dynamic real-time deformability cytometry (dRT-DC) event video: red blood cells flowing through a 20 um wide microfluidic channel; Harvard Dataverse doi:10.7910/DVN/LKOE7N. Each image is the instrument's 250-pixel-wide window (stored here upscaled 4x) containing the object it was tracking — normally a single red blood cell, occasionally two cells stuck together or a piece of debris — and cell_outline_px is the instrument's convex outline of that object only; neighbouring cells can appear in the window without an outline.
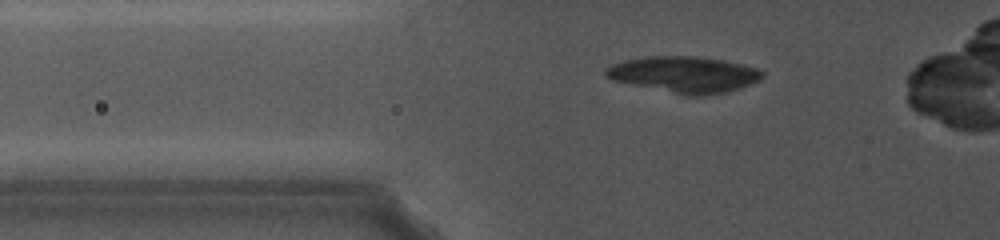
{"species": "common noctule bat (a hibernating species)", "species_latin": "Nyctalus noctula", "temperature_condition": "cold", "stored_images_in_passage": 3, "camera_frame_rate_fps": 5000, "um_per_image_px": 0.085, "animal": {"sex": "female", "body_mass_g": 19.0, "forearm_length_mm": 56.7}, "frame": {"image": 1, "passage_image": 2, "time_ms": 0.4, "image_size_px": [1000, 240], "cell_outline_px": [[764, 76], [760, 80], [724, 92], [676, 92], [612, 80], [604, 76], [604, 72], [612, 64], [624, 60], [644, 56], [696, 56], [724, 60], [744, 64], [756, 68], [764, 72]], "centroid_in_image_um": [58.13, 6.25], "position_along_channel_um": 67.7, "area_um2": 31.62}}